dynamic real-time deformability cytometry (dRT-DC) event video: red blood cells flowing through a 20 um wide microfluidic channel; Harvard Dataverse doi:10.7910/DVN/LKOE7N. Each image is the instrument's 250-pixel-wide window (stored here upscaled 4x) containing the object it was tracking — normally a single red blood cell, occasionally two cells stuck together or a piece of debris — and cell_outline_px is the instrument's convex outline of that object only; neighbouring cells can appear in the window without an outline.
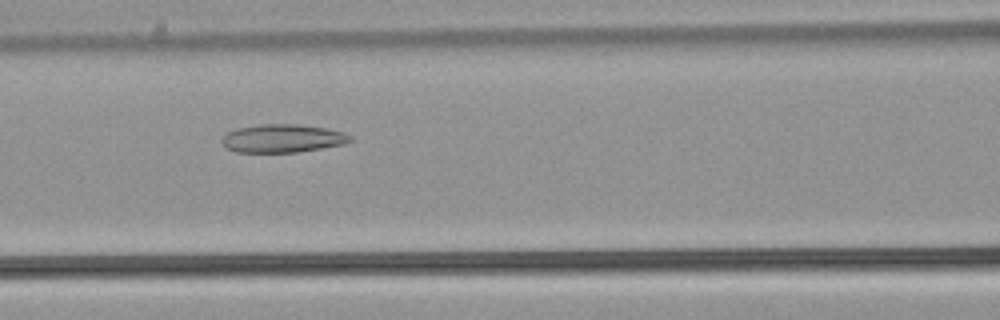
{"species": "common noctule bat (a hibernating species)", "species_latin": "Nyctalus noctula", "temperature_condition": "warm", "stored_images_in_passage": 50, "camera_frame_rate_fps": 3000, "um_per_image_px": 0.085, "animal": {"sex": "male", "body_mass_g": 21.5, "forearm_length_mm": 52.0}, "frame": {"image": 1, "passage_image": 21, "time_ms": 6.667, "image_size_px": [1000, 320], "cell_outline_px": [[352, 140], [344, 144], [296, 152], [236, 152], [224, 148], [220, 140], [228, 132], [236, 128], [260, 124], [296, 124], [328, 128], [344, 132], [352, 136]], "centroid_in_image_um": [24.0, 11.76], "position_along_channel_um": 142.6, "area_um2": 21.21}}
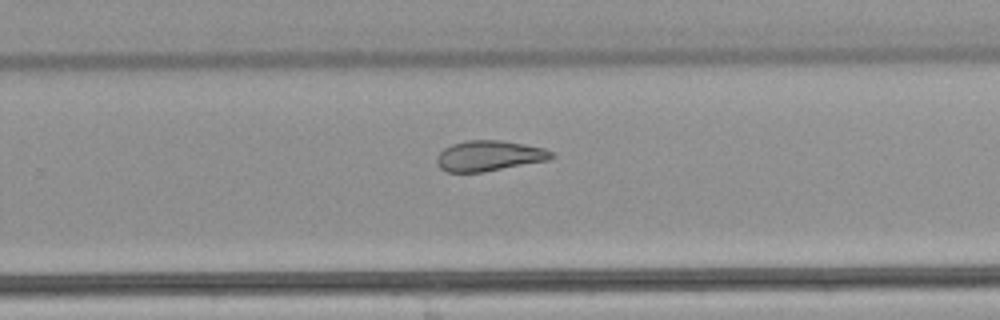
{"frame": {"image": 2, "passage_image": 32, "time_ms": 10.333, "image_size_px": [1000, 320], "cell_outline_px": [[556, 156], [548, 160], [484, 172], [448, 172], [440, 168], [436, 160], [436, 156], [444, 148], [452, 144], [468, 140], [500, 140], [524, 144], [544, 148], [552, 152]], "centroid_in_image_um": [41.57, 13.24], "position_along_channel_um": 288.2, "area_um2": 20.35}}
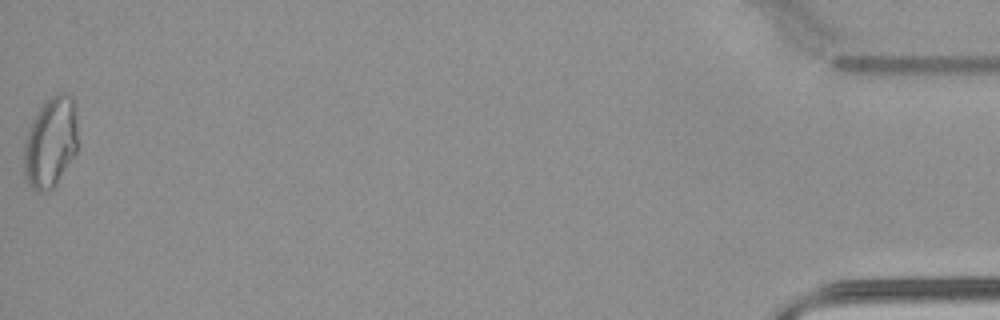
{"frame": {"image": 3, "passage_image": 50, "time_ms": 16.333, "image_size_px": [1000, 320], "cell_outline_px": [[76, 152], [56, 184], [52, 188], [36, 192], [28, 184], [24, 176], [24, 140], [28, 128], [36, 112], [56, 92], [68, 92], [72, 96], [76, 124]], "centroid_in_image_um": [4.27, 12.09], "position_along_channel_um": 430.9, "area_um2": 28.26}, "authors_computed_cell_mechanics": {"area_um2": 24.3916, "velocity_mm_per_s": 3.9804, "shape_relaxation_time_tau1_ms": null, "shape_relaxation_time_tau2_ms": 2.9339, "deformation_change_tau1": null, "deformation_change_tau2": 0.0991}}